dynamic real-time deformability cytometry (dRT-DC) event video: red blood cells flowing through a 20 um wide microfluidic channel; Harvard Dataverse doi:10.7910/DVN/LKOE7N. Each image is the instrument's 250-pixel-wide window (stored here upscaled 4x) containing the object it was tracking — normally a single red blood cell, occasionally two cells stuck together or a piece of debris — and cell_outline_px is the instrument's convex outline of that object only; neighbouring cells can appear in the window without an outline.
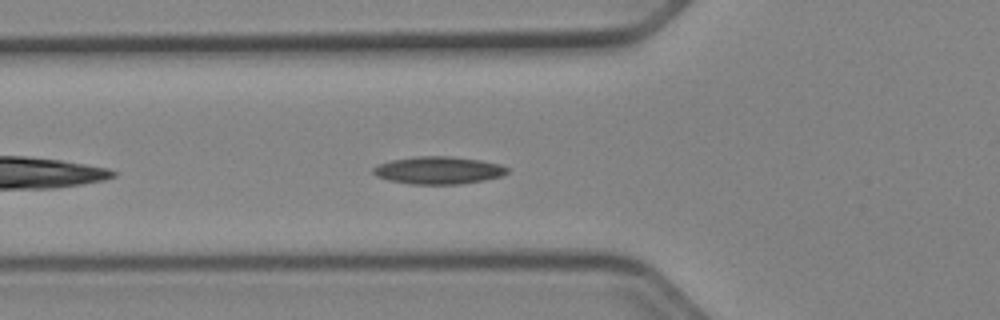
{"species": "Egyptian fruit bat (a non-hibernating species)", "species_latin": "Rousettus aegyptiacus", "temperature_condition": "cold", "stored_images_in_passage": 39, "camera_frame_rate_fps": 3000, "um_per_image_px": 0.085, "animal": {"sex": "female"}, "frame": {"image": 1, "passage_image": 5, "time_ms": 1.333, "image_size_px": [1000, 320], "cell_outline_px": [[508, 172], [500, 176], [484, 180], [460, 184], [412, 184], [388, 180], [376, 176], [372, 172], [372, 168], [380, 164], [392, 160], [416, 156], [452, 156], [480, 160], [500, 164], [508, 168]], "centroid_in_image_um": [37.26, 14.47], "position_along_channel_um": 88.5, "area_um2": 21.44}}
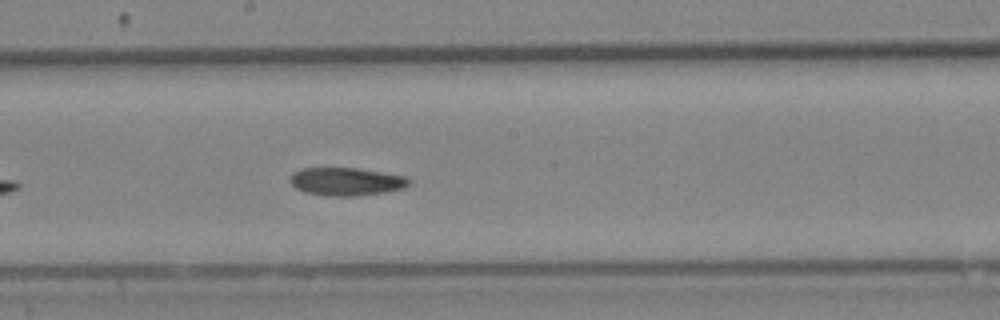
{"frame": {"image": 2, "passage_image": 15, "time_ms": 4.667, "image_size_px": [1000, 320], "cell_outline_px": [[412, 184], [404, 188], [384, 192], [360, 196], [324, 196], [304, 192], [296, 188], [288, 180], [296, 172], [304, 168], [356, 168], [408, 176], [412, 180]], "centroid_in_image_um": [29.5, 15.44], "position_along_channel_um": 218.7, "area_um2": 19.59}}
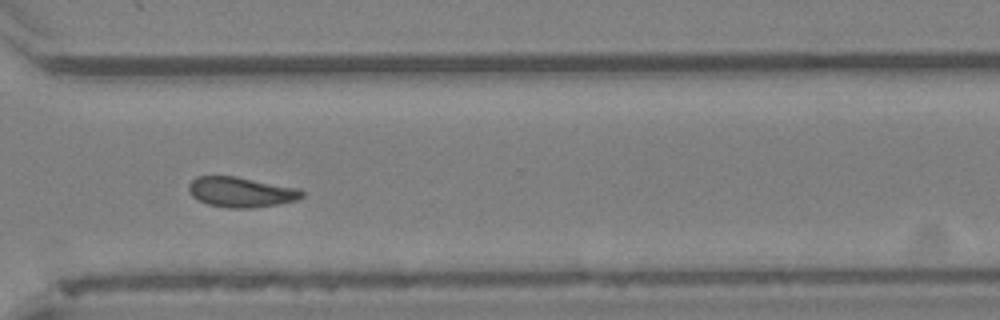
{"frame": {"image": 3, "passage_image": 25, "time_ms": 8.0, "image_size_px": [1000, 320], "cell_outline_px": [[304, 196], [296, 200], [276, 204], [252, 208], [228, 208], [208, 204], [192, 196], [188, 192], [188, 184], [196, 176], [236, 176], [300, 188], [304, 192]], "centroid_in_image_um": [20.49, 16.31], "position_along_channel_um": 350.1, "area_um2": 20.0}}